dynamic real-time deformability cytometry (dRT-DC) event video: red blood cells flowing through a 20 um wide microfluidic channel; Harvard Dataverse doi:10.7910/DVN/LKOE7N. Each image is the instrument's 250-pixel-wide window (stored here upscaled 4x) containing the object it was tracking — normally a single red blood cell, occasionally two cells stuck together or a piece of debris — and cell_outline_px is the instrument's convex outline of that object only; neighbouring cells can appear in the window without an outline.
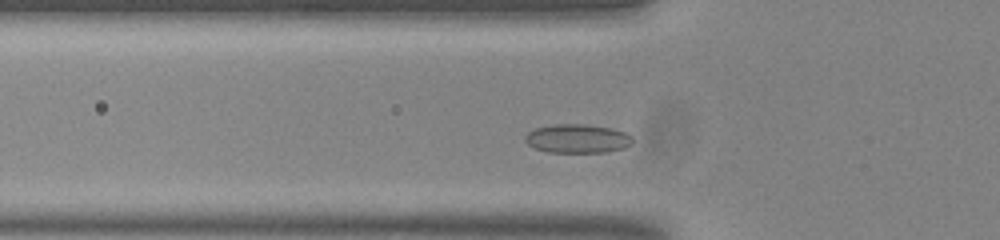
{"species": "common noctule bat (a hibernating species)", "species_latin": "Nyctalus noctula", "temperature_condition": "room temperature", "stored_images_in_passage": 45, "camera_frame_rate_fps": 3000, "um_per_image_px": 0.085, "animal": {"sex": "male", "body_mass_g": 20.0, "forearm_length_mm": 53.3}, "frame": {"image": 1, "passage_image": 8, "time_ms": 2.333, "image_size_px": [1000, 240], "cell_outline_px": [[632, 144], [624, 148], [608, 152], [548, 152], [536, 148], [528, 144], [524, 140], [524, 136], [528, 132], [536, 128], [556, 124], [584, 124], [612, 128], [624, 132], [632, 136]], "centroid_in_image_um": [49.09, 11.78], "position_along_channel_um": 76.7, "area_um2": 18.03}}
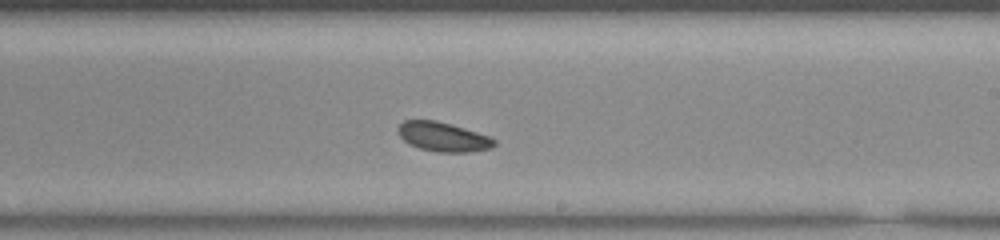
{"frame": {"image": 2, "passage_image": 22, "time_ms": 7.0, "image_size_px": [1000, 240], "cell_outline_px": [[496, 144], [492, 148], [468, 152], [436, 152], [420, 148], [404, 140], [396, 132], [400, 124], [404, 120], [436, 120], [452, 124], [488, 136], [496, 140]], "centroid_in_image_um": [37.66, 11.62], "position_along_channel_um": 251.3, "area_um2": 16.36}}
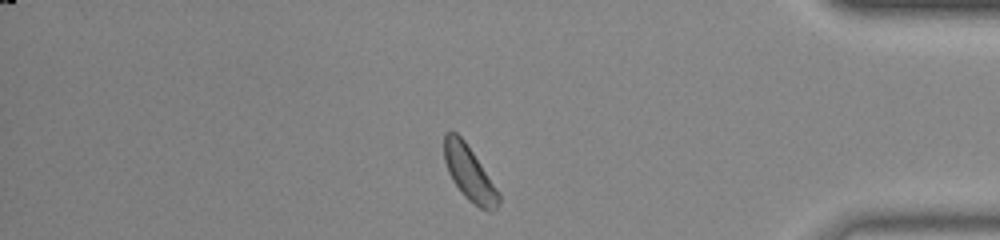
{"frame": {"image": 3, "passage_image": 36, "time_ms": 11.667, "image_size_px": [1000, 240], "cell_outline_px": [[500, 204], [492, 212], [488, 212], [480, 208], [468, 200], [464, 196], [452, 180], [448, 172], [444, 160], [444, 132], [456, 132], [464, 140], [500, 192]], "centroid_in_image_um": [39.91, 14.76], "position_along_channel_um": 395.3, "area_um2": 17.4}, "authors_computed_cell_mechanics": {"area_um2": 17.1088, "velocity_mm_per_s": 3.7431, "shape_relaxation_time_tau1_ms": 3.4187, "shape_relaxation_time_tau2_ms": null, "deformation_change_tau1": 0.0393, "deformation_change_tau2": null}}